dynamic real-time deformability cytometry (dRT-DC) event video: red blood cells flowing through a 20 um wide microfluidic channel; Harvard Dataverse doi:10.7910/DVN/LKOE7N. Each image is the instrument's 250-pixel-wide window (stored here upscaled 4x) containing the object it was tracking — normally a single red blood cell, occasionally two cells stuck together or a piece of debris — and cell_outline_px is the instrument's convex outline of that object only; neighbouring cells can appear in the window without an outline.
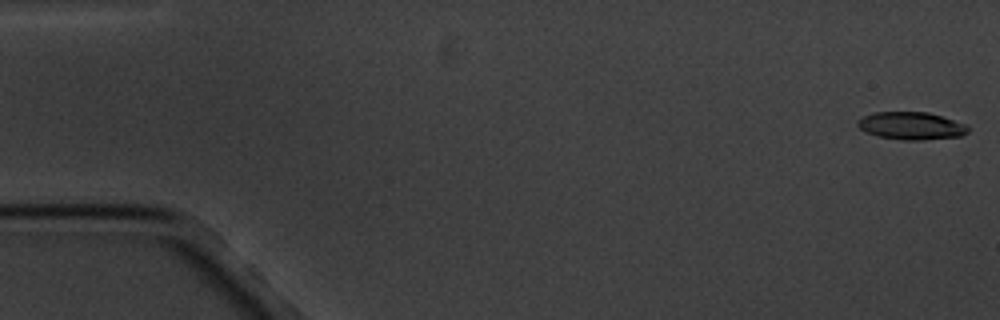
{"species": "common noctule bat (a hibernating species)", "species_latin": "Nyctalus noctula", "temperature_condition": "cold", "stored_images_in_passage": 6, "camera_frame_rate_fps": 3000, "um_per_image_px": 0.085, "animal": {"sex": "male", "body_mass_g": 20.1, "forearm_length_mm": 53.5}, "frame": {"image": 1, "passage_image": 1, "time_ms": 0.0, "image_size_px": [1000, 320], "cell_outline_px": [[968, 132], [960, 136], [920, 140], [904, 140], [876, 136], [860, 128], [856, 124], [856, 120], [864, 116], [876, 112], [928, 112], [968, 124]], "centroid_in_image_um": [77.46, 10.69], "position_along_channel_um": 7.5, "area_um2": 17.74}}
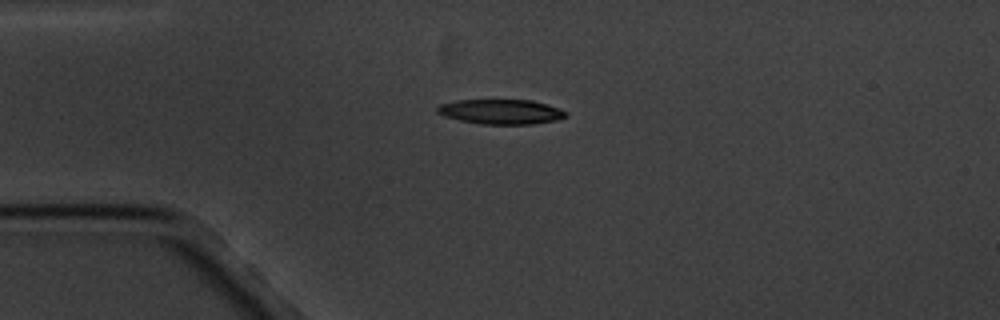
{"frame": {"image": 2, "passage_image": 5, "time_ms": 4.333, "image_size_px": [1000, 320], "cell_outline_px": [[568, 116], [556, 120], [532, 124], [484, 124], [460, 120], [444, 116], [436, 112], [436, 108], [440, 104], [456, 100], [532, 100], [548, 104], [568, 112]], "centroid_in_image_um": [42.6, 9.49], "position_along_channel_um": 42.4, "area_um2": 18.61}}